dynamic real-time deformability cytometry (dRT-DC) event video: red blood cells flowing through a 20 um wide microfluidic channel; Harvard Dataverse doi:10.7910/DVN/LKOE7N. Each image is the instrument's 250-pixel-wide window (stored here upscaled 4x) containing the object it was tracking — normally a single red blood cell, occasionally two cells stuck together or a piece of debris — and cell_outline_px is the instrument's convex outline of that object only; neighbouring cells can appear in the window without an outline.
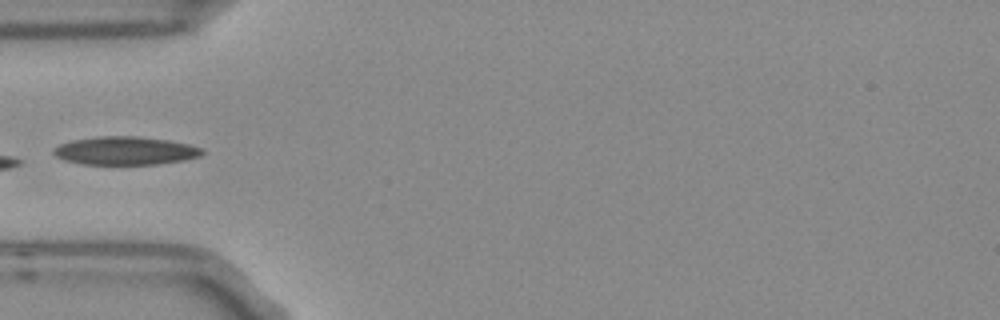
{"species": "Egyptian fruit bat (a non-hibernating species)", "species_latin": "Rousettus aegyptiacus", "temperature_condition": "room temperature", "stored_images_in_passage": 5, "camera_frame_rate_fps": 3000, "um_per_image_px": 0.085, "frame": {"image": 1, "passage_image": 5, "time_ms": 1.333, "image_size_px": [1000, 320], "cell_outline_px": [[204, 152], [200, 156], [184, 160], [160, 164], [80, 164], [64, 160], [56, 156], [52, 152], [52, 148], [60, 144], [72, 140], [100, 136], [136, 136], [168, 140], [188, 144], [204, 148]], "centroid_in_image_um": [10.64, 12.81], "position_along_channel_um": 74.4, "area_um2": 24.57}}